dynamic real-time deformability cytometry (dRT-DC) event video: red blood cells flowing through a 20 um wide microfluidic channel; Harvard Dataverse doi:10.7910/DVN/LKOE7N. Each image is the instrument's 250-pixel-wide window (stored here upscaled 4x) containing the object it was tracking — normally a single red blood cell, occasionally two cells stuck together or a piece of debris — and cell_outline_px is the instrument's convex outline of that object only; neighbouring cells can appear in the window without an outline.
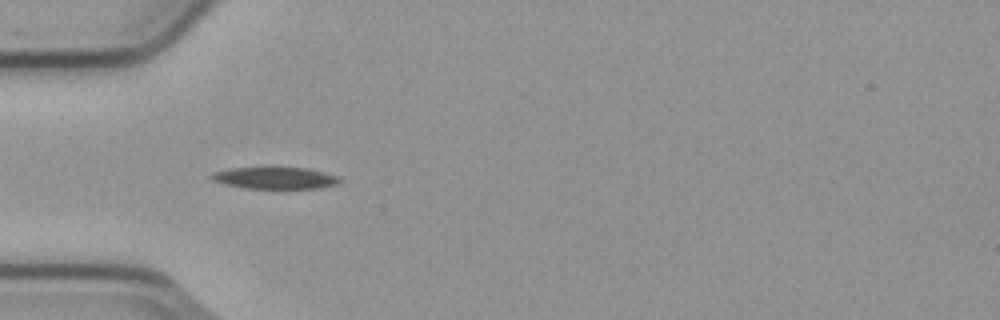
{"species": "common noctule bat (a hibernating species)", "species_latin": "Nyctalus noctula", "temperature_condition": "cold", "stored_images_in_passage": 5, "camera_frame_rate_fps": 3000, "um_per_image_px": 0.085, "animal": {"sex": "male", "body_mass_g": 23.1, "forearm_length_mm": 52.7}, "frame": {"image": 1, "passage_image": 4, "time_ms": 1.0, "image_size_px": [1000, 320], "cell_outline_px": [[340, 180], [336, 184], [320, 188], [244, 188], [224, 184], [212, 180], [208, 176], [212, 172], [232, 168], [304, 168], [336, 176]], "centroid_in_image_um": [23.28, 15.14], "position_along_channel_um": 61.7, "area_um2": 15.9}}
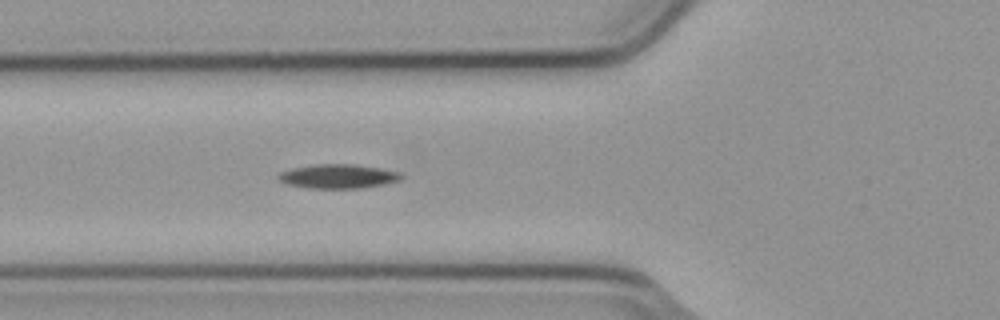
{"frame": {"image": 2, "passage_image": 5, "time_ms": 1.333, "image_size_px": [1000, 320], "cell_outline_px": [[404, 176], [400, 180], [388, 184], [360, 188], [308, 188], [284, 184], [276, 176], [280, 172], [292, 168], [316, 164], [352, 164], [380, 168], [400, 172]], "centroid_in_image_um": [28.75, 14.99], "position_along_channel_um": 97.1, "area_um2": 17.46}}